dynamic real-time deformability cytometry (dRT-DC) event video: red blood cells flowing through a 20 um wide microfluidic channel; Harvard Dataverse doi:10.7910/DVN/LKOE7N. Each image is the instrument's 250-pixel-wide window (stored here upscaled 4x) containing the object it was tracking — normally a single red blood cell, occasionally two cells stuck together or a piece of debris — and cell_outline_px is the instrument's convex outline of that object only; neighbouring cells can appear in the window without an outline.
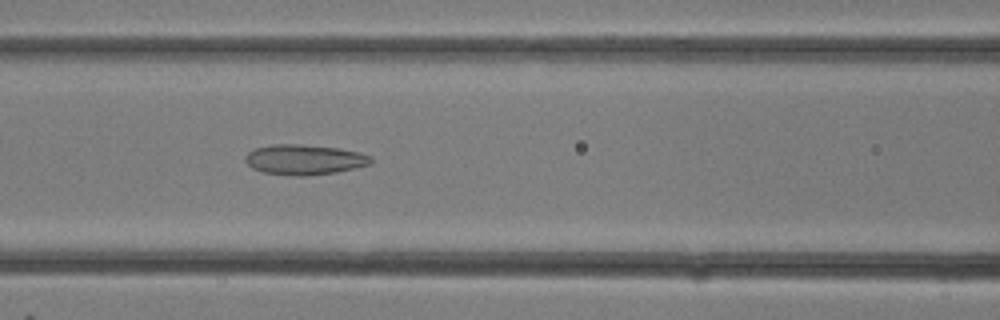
{"species": "common noctule bat (a hibernating species)", "species_latin": "Nyctalus noctula", "temperature_condition": "room temperature", "stored_images_in_passage": 13, "camera_frame_rate_fps": 3000, "um_per_image_px": 0.085, "animal": {"sex": "female"}, "frame": {"image": 1, "passage_image": 13, "time_ms": 4.0, "image_size_px": [1000, 320], "cell_outline_px": [[372, 164], [336, 172], [304, 176], [292, 176], [264, 172], [252, 168], [244, 160], [244, 156], [248, 152], [256, 148], [272, 144], [300, 144], [340, 148], [360, 152], [372, 156]], "centroid_in_image_um": [25.88, 13.56], "position_along_channel_um": 140.7, "area_um2": 22.25}}